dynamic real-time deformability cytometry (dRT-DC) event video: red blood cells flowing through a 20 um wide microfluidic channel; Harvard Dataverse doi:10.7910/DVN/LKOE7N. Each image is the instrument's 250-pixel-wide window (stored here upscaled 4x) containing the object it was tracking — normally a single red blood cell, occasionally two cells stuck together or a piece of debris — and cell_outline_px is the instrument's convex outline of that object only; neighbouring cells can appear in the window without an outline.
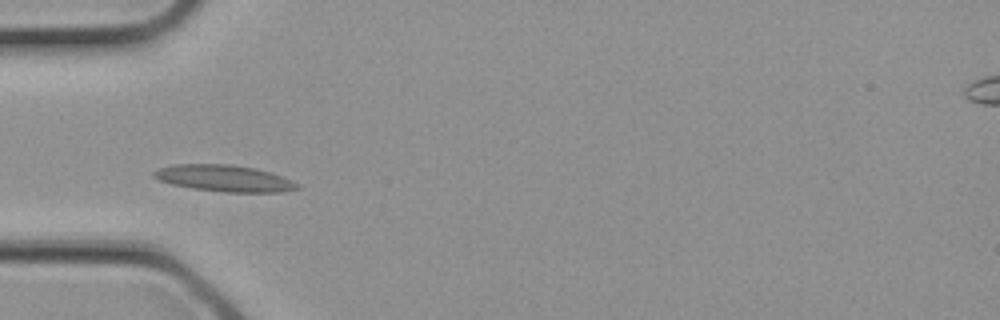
{"species": "common noctule bat (a hibernating species)", "species_latin": "Nyctalus noctula", "temperature_condition": "cold", "stored_images_in_passage": 1, "camera_frame_rate_fps": 3000, "um_per_image_px": 0.085, "animal": {"sex": "female", "body_mass_g": 21.9}, "frame": {"image": 1, "passage_image": 1, "time_ms": 0.0, "image_size_px": [1000, 320], "cell_outline_px": [[300, 188], [284, 192], [224, 192], [192, 188], [172, 184], [160, 180], [152, 176], [152, 172], [160, 168], [172, 164], [228, 164], [256, 168], [292, 180], [300, 184]], "centroid_in_image_um": [19.07, 15.16], "position_along_channel_um": 65.9, "area_um2": 22.14}}